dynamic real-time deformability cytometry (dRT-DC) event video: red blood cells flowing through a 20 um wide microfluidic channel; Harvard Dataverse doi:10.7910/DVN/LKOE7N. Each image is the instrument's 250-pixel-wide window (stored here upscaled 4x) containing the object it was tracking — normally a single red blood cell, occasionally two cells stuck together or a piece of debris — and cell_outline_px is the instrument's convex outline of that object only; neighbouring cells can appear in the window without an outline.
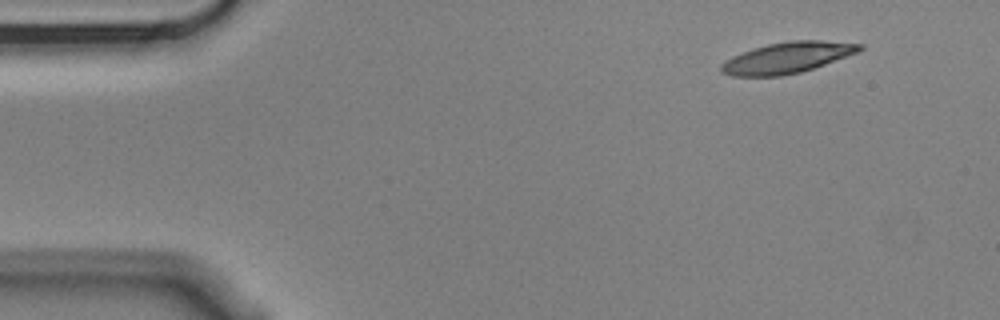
{"species": "Egyptian fruit bat (a non-hibernating species)", "species_latin": "Rousettus aegyptiacus", "temperature_condition": "cold", "stored_images_in_passage": 4, "camera_frame_rate_fps": 3000, "um_per_image_px": 0.085, "animal": {"sex": "male"}, "frame": {"image": 1, "passage_image": 1, "time_ms": 0.0, "image_size_px": [1000, 320], "cell_outline_px": [[864, 48], [860, 52], [800, 72], [780, 76], [732, 76], [720, 72], [720, 64], [732, 56], [768, 44], [792, 40], [820, 40], [864, 44]], "centroid_in_image_um": [66.94, 4.9], "position_along_channel_um": 18.1, "area_um2": 24.85}}